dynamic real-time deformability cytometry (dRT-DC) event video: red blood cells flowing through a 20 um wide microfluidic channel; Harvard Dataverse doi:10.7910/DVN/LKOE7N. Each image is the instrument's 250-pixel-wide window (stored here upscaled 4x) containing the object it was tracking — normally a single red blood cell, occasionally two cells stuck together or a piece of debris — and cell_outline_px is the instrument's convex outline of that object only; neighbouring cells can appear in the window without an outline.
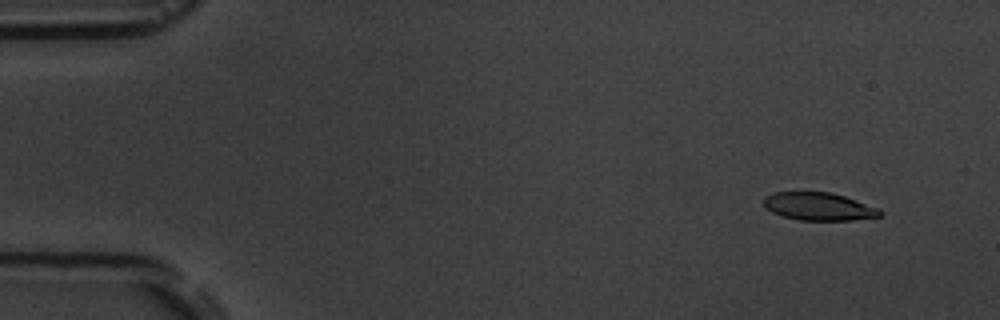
{"species": "common noctule bat (a hibernating species)", "species_latin": "Nyctalus noctula", "temperature_condition": "room temperature", "stored_images_in_passage": 6, "camera_frame_rate_fps": 3000, "um_per_image_px": 0.085, "animal": {"sex": "male", "body_mass_g": 19.5, "forearm_length_mm": 54.6}, "frame": {"image": 1, "passage_image": 2, "time_ms": 1.0, "image_size_px": [1000, 320], "cell_outline_px": [[884, 212], [880, 216], [852, 220], [800, 220], [784, 216], [772, 212], [764, 204], [764, 196], [772, 192], [828, 192], [844, 196], [880, 208]], "centroid_in_image_um": [69.62, 17.55], "position_along_channel_um": 15.4, "area_um2": 18.79}}